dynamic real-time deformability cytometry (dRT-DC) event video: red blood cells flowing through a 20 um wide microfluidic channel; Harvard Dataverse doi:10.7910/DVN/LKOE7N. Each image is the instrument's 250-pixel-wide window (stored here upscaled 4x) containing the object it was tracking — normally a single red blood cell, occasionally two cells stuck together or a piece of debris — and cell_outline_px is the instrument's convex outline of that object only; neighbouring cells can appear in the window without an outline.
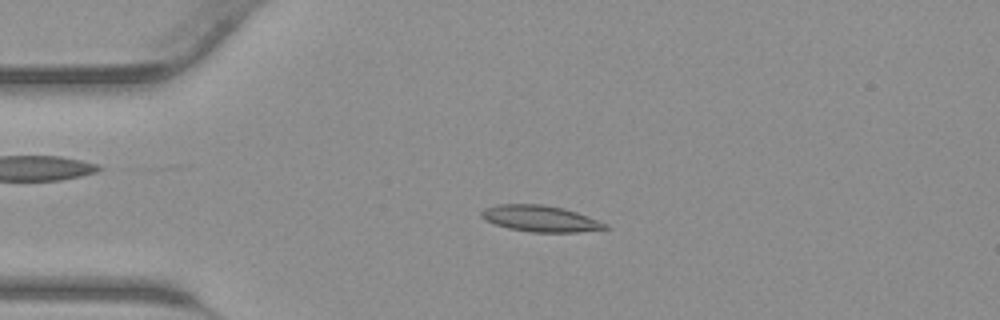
{"species": "common noctule bat (a hibernating species)", "species_latin": "Nyctalus noctula", "temperature_condition": "warm", "stored_images_in_passage": 41, "camera_frame_rate_fps": 3000, "um_per_image_px": 0.085, "animal": {"sex": "male", "body_mass_g": 23.1, "forearm_length_mm": 52.7}, "frame": {"image": 1, "passage_image": 8, "time_ms": 2.333, "image_size_px": [1000, 320], "cell_outline_px": [[608, 228], [576, 232], [532, 232], [508, 228], [496, 224], [480, 216], [480, 212], [484, 208], [496, 204], [544, 204], [564, 208], [588, 216], [608, 224]], "centroid_in_image_um": [45.92, 18.57], "position_along_channel_um": 39.1, "area_um2": 18.84}}
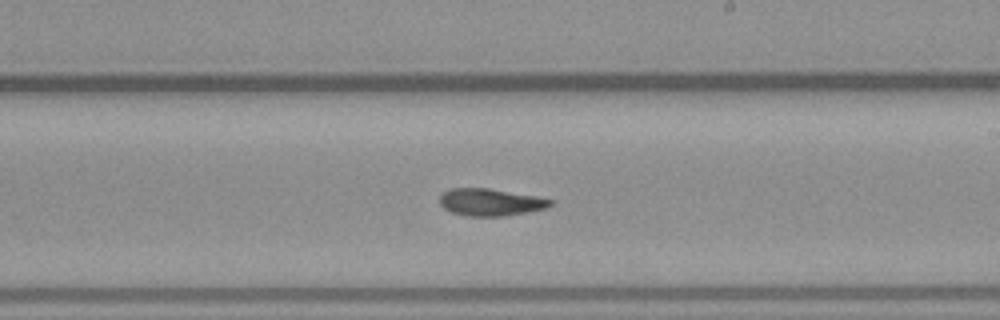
{"frame": {"image": 2, "passage_image": 23, "time_ms": 7.333, "image_size_px": [1000, 320], "cell_outline_px": [[556, 200], [552, 204], [544, 208], [504, 216], [468, 216], [452, 212], [444, 208], [440, 204], [440, 192], [448, 188], [488, 188], [536, 196]], "centroid_in_image_um": [41.65, 17.17], "position_along_channel_um": 247.4, "area_um2": 17.51}}
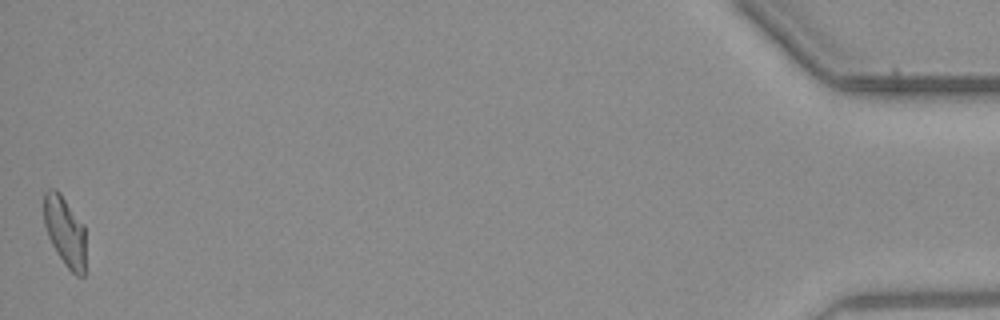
{"frame": {"image": 3, "passage_image": 41, "time_ms": 13.333, "image_size_px": [1000, 320], "cell_outline_px": [[84, 276], [76, 276], [64, 264], [52, 244], [48, 236], [44, 224], [44, 192], [48, 188], [56, 188], [60, 192], [84, 224]], "centroid_in_image_um": [5.5, 19.61], "position_along_channel_um": 429.7, "area_um2": 17.05}}